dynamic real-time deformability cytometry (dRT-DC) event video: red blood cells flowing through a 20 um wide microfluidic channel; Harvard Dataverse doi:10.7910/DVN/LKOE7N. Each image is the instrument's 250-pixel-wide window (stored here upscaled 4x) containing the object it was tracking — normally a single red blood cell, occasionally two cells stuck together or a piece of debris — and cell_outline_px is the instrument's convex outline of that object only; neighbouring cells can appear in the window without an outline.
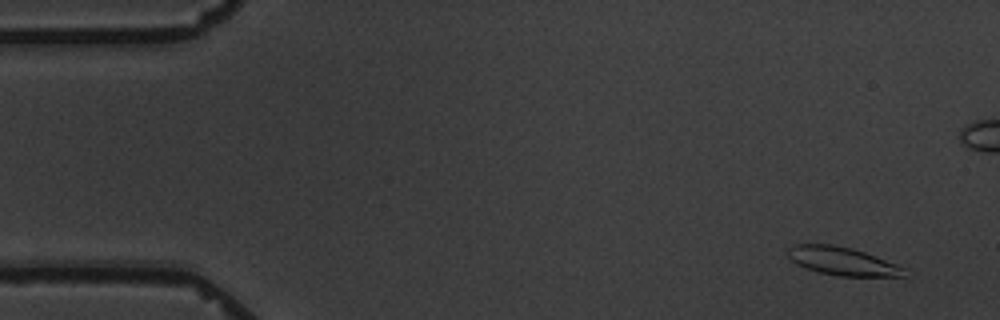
{"species": "common noctule bat (a hibernating species)", "species_latin": "Nyctalus noctula", "temperature_condition": "warm", "stored_images_in_passage": 5, "camera_frame_rate_fps": 3000, "um_per_image_px": 0.085, "animal": {"sex": "male", "body_mass_g": 19.5, "forearm_length_mm": 54.6}, "frame": {"image": 1, "passage_image": 1, "time_ms": 0.0, "image_size_px": [1000, 320], "cell_outline_px": [[904, 276], [840, 276], [820, 272], [796, 264], [788, 256], [788, 248], [792, 244], [832, 244], [852, 248], [864, 252], [896, 264], [904, 268]], "centroid_in_image_um": [71.56, 22.18], "position_along_channel_um": 13.4, "area_um2": 18.84}}